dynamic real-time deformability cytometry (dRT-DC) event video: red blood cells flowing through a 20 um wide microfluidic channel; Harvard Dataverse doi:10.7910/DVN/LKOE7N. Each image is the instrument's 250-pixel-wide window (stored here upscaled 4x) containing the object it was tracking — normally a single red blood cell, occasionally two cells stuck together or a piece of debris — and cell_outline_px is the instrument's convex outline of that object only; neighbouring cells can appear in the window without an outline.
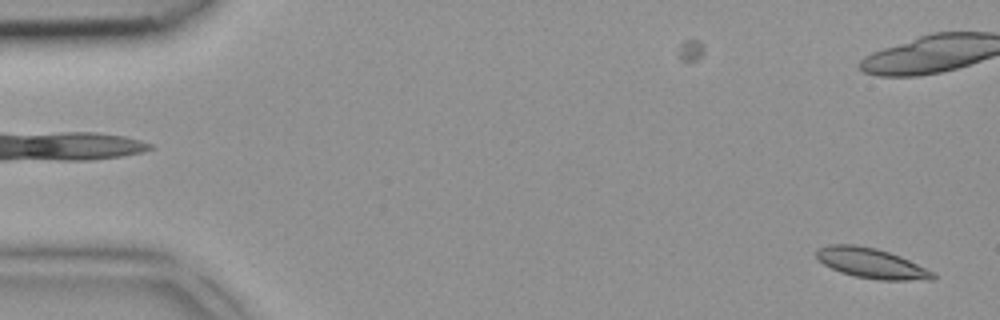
{"species": "common noctule bat (a hibernating species)", "species_latin": "Nyctalus noctula", "temperature_condition": "room temperature", "stored_images_in_passage": 5, "camera_frame_rate_fps": 3000, "um_per_image_px": 0.085, "animal": {"sex": "female", "body_mass_g": 18.4}, "frame": {"image": 1, "passage_image": 5, "time_ms": 1.333, "image_size_px": [1000, 320], "cell_outline_px": [[936, 276], [932, 280], [880, 280], [856, 276], [840, 272], [824, 264], [816, 256], [816, 248], [828, 244], [856, 244], [876, 248], [900, 256], [936, 272]], "centroid_in_image_um": [74.08, 22.37], "position_along_channel_um": 10.9, "area_um2": 20.52}}